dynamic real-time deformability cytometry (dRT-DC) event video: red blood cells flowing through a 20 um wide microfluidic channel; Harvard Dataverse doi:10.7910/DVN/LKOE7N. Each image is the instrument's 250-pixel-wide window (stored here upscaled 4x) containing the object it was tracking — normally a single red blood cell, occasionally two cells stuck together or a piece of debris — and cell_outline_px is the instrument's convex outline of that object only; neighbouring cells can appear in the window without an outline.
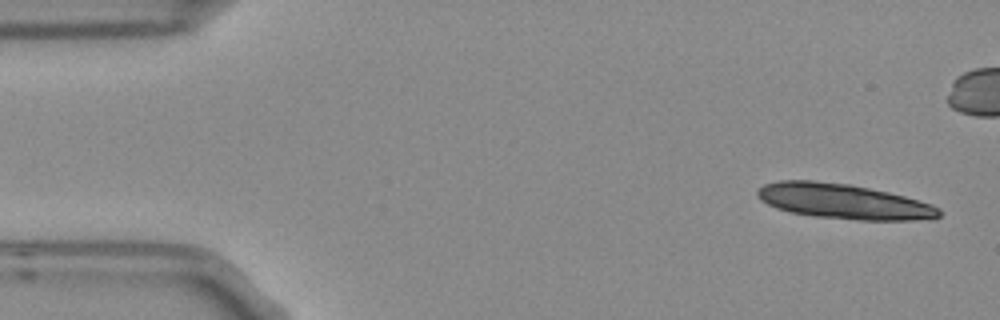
{"species": "Egyptian fruit bat (a non-hibernating species)", "species_latin": "Rousettus aegyptiacus", "temperature_condition": "room temperature", "stored_images_in_passage": 8, "camera_frame_rate_fps": 3000, "um_per_image_px": 0.085, "frame": {"image": 1, "passage_image": 1, "time_ms": 0.0, "image_size_px": [1000, 320], "cell_outline_px": [[940, 216], [932, 220], [860, 220], [816, 216], [792, 212], [776, 208], [760, 200], [756, 192], [764, 184], [776, 180], [812, 180], [848, 184], [888, 192], [904, 196], [932, 204], [940, 208]], "centroid_in_image_um": [71.72, 17.12], "position_along_channel_um": 13.3, "area_um2": 37.05}}